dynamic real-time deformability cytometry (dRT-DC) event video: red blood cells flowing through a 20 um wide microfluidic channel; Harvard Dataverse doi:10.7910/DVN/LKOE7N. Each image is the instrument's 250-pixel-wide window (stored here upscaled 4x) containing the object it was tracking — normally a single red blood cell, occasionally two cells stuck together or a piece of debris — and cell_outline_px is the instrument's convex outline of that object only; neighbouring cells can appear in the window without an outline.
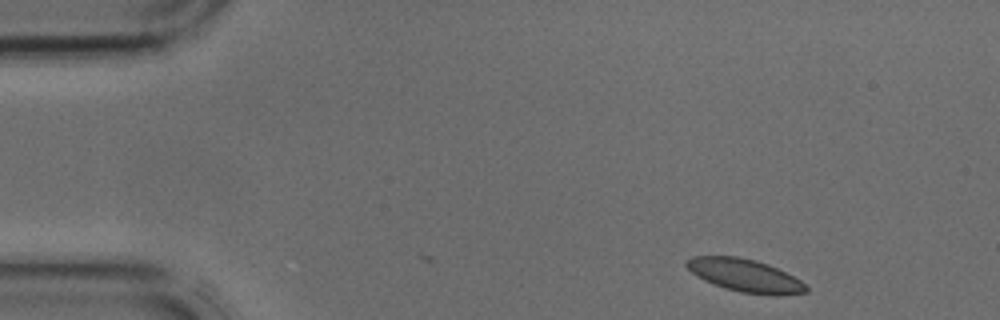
{"species": "common noctule bat (a hibernating species)", "species_latin": "Nyctalus noctula", "temperature_condition": "cold", "stored_images_in_passage": 2, "camera_frame_rate_fps": 3000, "um_per_image_px": 0.085, "animal": {"sex": "male", "body_mass_g": 17.9, "forearm_length_mm": 54.2}, "frame": {"image": 1, "passage_image": 2, "time_ms": 0.333, "image_size_px": [1000, 320], "cell_outline_px": [[808, 292], [780, 296], [772, 296], [740, 292], [724, 288], [704, 280], [696, 276], [684, 264], [684, 260], [692, 256], [736, 256], [756, 260], [768, 264], [800, 280], [808, 288]], "centroid_in_image_um": [63.31, 23.42], "position_along_channel_um": 21.7, "area_um2": 23.0}}